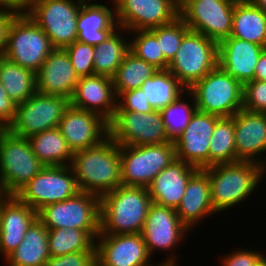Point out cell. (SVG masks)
I'll use <instances>...</instances> for the list:
<instances>
[{"mask_svg":"<svg viewBox=\"0 0 266 266\" xmlns=\"http://www.w3.org/2000/svg\"><path fill=\"white\" fill-rule=\"evenodd\" d=\"M150 266H178V264L176 262L162 261L158 263L157 265L152 264Z\"/></svg>","mask_w":266,"mask_h":266,"instance_id":"50","label":"cell"},{"mask_svg":"<svg viewBox=\"0 0 266 266\" xmlns=\"http://www.w3.org/2000/svg\"><path fill=\"white\" fill-rule=\"evenodd\" d=\"M155 109L149 104L141 87L123 92L117 98L115 111H130L137 113H151Z\"/></svg>","mask_w":266,"mask_h":266,"instance_id":"42","label":"cell"},{"mask_svg":"<svg viewBox=\"0 0 266 266\" xmlns=\"http://www.w3.org/2000/svg\"><path fill=\"white\" fill-rule=\"evenodd\" d=\"M254 80L266 81V49L261 53L255 67Z\"/></svg>","mask_w":266,"mask_h":266,"instance_id":"47","label":"cell"},{"mask_svg":"<svg viewBox=\"0 0 266 266\" xmlns=\"http://www.w3.org/2000/svg\"><path fill=\"white\" fill-rule=\"evenodd\" d=\"M266 48L249 41L228 37L218 43V65L242 85L253 81L255 67Z\"/></svg>","mask_w":266,"mask_h":266,"instance_id":"23","label":"cell"},{"mask_svg":"<svg viewBox=\"0 0 266 266\" xmlns=\"http://www.w3.org/2000/svg\"><path fill=\"white\" fill-rule=\"evenodd\" d=\"M176 213L189 230L202 219L216 214L212 207L209 176L204 169H198L190 177Z\"/></svg>","mask_w":266,"mask_h":266,"instance_id":"26","label":"cell"},{"mask_svg":"<svg viewBox=\"0 0 266 266\" xmlns=\"http://www.w3.org/2000/svg\"><path fill=\"white\" fill-rule=\"evenodd\" d=\"M48 244L50 257L81 251H96V240L87 231L72 228L48 230Z\"/></svg>","mask_w":266,"mask_h":266,"instance_id":"36","label":"cell"},{"mask_svg":"<svg viewBox=\"0 0 266 266\" xmlns=\"http://www.w3.org/2000/svg\"><path fill=\"white\" fill-rule=\"evenodd\" d=\"M109 137L119 145H151L170 142L160 110L151 113L115 111L108 122Z\"/></svg>","mask_w":266,"mask_h":266,"instance_id":"13","label":"cell"},{"mask_svg":"<svg viewBox=\"0 0 266 266\" xmlns=\"http://www.w3.org/2000/svg\"><path fill=\"white\" fill-rule=\"evenodd\" d=\"M0 82L8 96L18 105L34 95L36 73L5 59L0 66Z\"/></svg>","mask_w":266,"mask_h":266,"instance_id":"32","label":"cell"},{"mask_svg":"<svg viewBox=\"0 0 266 266\" xmlns=\"http://www.w3.org/2000/svg\"><path fill=\"white\" fill-rule=\"evenodd\" d=\"M95 247L96 266L152 265V257L141 233L99 234L96 238Z\"/></svg>","mask_w":266,"mask_h":266,"instance_id":"17","label":"cell"},{"mask_svg":"<svg viewBox=\"0 0 266 266\" xmlns=\"http://www.w3.org/2000/svg\"><path fill=\"white\" fill-rule=\"evenodd\" d=\"M81 4L75 0H28L23 10L42 28L54 48L64 49L77 40Z\"/></svg>","mask_w":266,"mask_h":266,"instance_id":"7","label":"cell"},{"mask_svg":"<svg viewBox=\"0 0 266 266\" xmlns=\"http://www.w3.org/2000/svg\"><path fill=\"white\" fill-rule=\"evenodd\" d=\"M32 152L44 165L69 166L73 152L58 127L28 137Z\"/></svg>","mask_w":266,"mask_h":266,"instance_id":"30","label":"cell"},{"mask_svg":"<svg viewBox=\"0 0 266 266\" xmlns=\"http://www.w3.org/2000/svg\"><path fill=\"white\" fill-rule=\"evenodd\" d=\"M64 49L79 78L94 75V46L76 40Z\"/></svg>","mask_w":266,"mask_h":266,"instance_id":"40","label":"cell"},{"mask_svg":"<svg viewBox=\"0 0 266 266\" xmlns=\"http://www.w3.org/2000/svg\"><path fill=\"white\" fill-rule=\"evenodd\" d=\"M127 32L119 27L104 42L94 46V75L111 78L115 75L125 55L129 52L131 38L127 37L128 34H125Z\"/></svg>","mask_w":266,"mask_h":266,"instance_id":"31","label":"cell"},{"mask_svg":"<svg viewBox=\"0 0 266 266\" xmlns=\"http://www.w3.org/2000/svg\"><path fill=\"white\" fill-rule=\"evenodd\" d=\"M6 59L5 56V50H0V66L2 64V62Z\"/></svg>","mask_w":266,"mask_h":266,"instance_id":"52","label":"cell"},{"mask_svg":"<svg viewBox=\"0 0 266 266\" xmlns=\"http://www.w3.org/2000/svg\"><path fill=\"white\" fill-rule=\"evenodd\" d=\"M43 166L28 138L0 129V193L15 195Z\"/></svg>","mask_w":266,"mask_h":266,"instance_id":"4","label":"cell"},{"mask_svg":"<svg viewBox=\"0 0 266 266\" xmlns=\"http://www.w3.org/2000/svg\"><path fill=\"white\" fill-rule=\"evenodd\" d=\"M189 30V27L181 17H178L170 24L150 29V31L157 37L158 42H160L164 59L168 63H170L175 57L184 35Z\"/></svg>","mask_w":266,"mask_h":266,"instance_id":"39","label":"cell"},{"mask_svg":"<svg viewBox=\"0 0 266 266\" xmlns=\"http://www.w3.org/2000/svg\"><path fill=\"white\" fill-rule=\"evenodd\" d=\"M80 192L71 166H43L39 173L15 194L36 212Z\"/></svg>","mask_w":266,"mask_h":266,"instance_id":"11","label":"cell"},{"mask_svg":"<svg viewBox=\"0 0 266 266\" xmlns=\"http://www.w3.org/2000/svg\"><path fill=\"white\" fill-rule=\"evenodd\" d=\"M204 170L209 176L212 207L216 213L234 209L232 207L250 198L265 175V167L251 161L217 164Z\"/></svg>","mask_w":266,"mask_h":266,"instance_id":"3","label":"cell"},{"mask_svg":"<svg viewBox=\"0 0 266 266\" xmlns=\"http://www.w3.org/2000/svg\"><path fill=\"white\" fill-rule=\"evenodd\" d=\"M23 7L13 3H0V50L7 47L10 27Z\"/></svg>","mask_w":266,"mask_h":266,"instance_id":"44","label":"cell"},{"mask_svg":"<svg viewBox=\"0 0 266 266\" xmlns=\"http://www.w3.org/2000/svg\"><path fill=\"white\" fill-rule=\"evenodd\" d=\"M117 23L128 31L150 30L180 17L174 0H113Z\"/></svg>","mask_w":266,"mask_h":266,"instance_id":"16","label":"cell"},{"mask_svg":"<svg viewBox=\"0 0 266 266\" xmlns=\"http://www.w3.org/2000/svg\"><path fill=\"white\" fill-rule=\"evenodd\" d=\"M175 1V3L179 6V7H181L185 2H187L188 0H174Z\"/></svg>","mask_w":266,"mask_h":266,"instance_id":"54","label":"cell"},{"mask_svg":"<svg viewBox=\"0 0 266 266\" xmlns=\"http://www.w3.org/2000/svg\"><path fill=\"white\" fill-rule=\"evenodd\" d=\"M75 1H77V2H80V3H92V1L93 0H75ZM88 1V2H87ZM96 0H94V2H95ZM109 1V4H111L110 2H112L113 0H108Z\"/></svg>","mask_w":266,"mask_h":266,"instance_id":"53","label":"cell"},{"mask_svg":"<svg viewBox=\"0 0 266 266\" xmlns=\"http://www.w3.org/2000/svg\"><path fill=\"white\" fill-rule=\"evenodd\" d=\"M70 166L80 191L101 197L122 185L120 145L109 136L74 152Z\"/></svg>","mask_w":266,"mask_h":266,"instance_id":"1","label":"cell"},{"mask_svg":"<svg viewBox=\"0 0 266 266\" xmlns=\"http://www.w3.org/2000/svg\"><path fill=\"white\" fill-rule=\"evenodd\" d=\"M189 229L179 220L176 209L152 203L141 232L151 257L155 250L171 251L162 261L178 262L174 248L188 237ZM177 257V258H176Z\"/></svg>","mask_w":266,"mask_h":266,"instance_id":"15","label":"cell"},{"mask_svg":"<svg viewBox=\"0 0 266 266\" xmlns=\"http://www.w3.org/2000/svg\"><path fill=\"white\" fill-rule=\"evenodd\" d=\"M79 80L65 49L55 48L36 73L37 92L72 98Z\"/></svg>","mask_w":266,"mask_h":266,"instance_id":"24","label":"cell"},{"mask_svg":"<svg viewBox=\"0 0 266 266\" xmlns=\"http://www.w3.org/2000/svg\"><path fill=\"white\" fill-rule=\"evenodd\" d=\"M17 104L8 96L0 82V129H7L13 122Z\"/></svg>","mask_w":266,"mask_h":266,"instance_id":"46","label":"cell"},{"mask_svg":"<svg viewBox=\"0 0 266 266\" xmlns=\"http://www.w3.org/2000/svg\"><path fill=\"white\" fill-rule=\"evenodd\" d=\"M243 109L266 113V81L253 80L243 85Z\"/></svg>","mask_w":266,"mask_h":266,"instance_id":"41","label":"cell"},{"mask_svg":"<svg viewBox=\"0 0 266 266\" xmlns=\"http://www.w3.org/2000/svg\"><path fill=\"white\" fill-rule=\"evenodd\" d=\"M122 185L148 188L160 171L176 159L173 141L151 145H120Z\"/></svg>","mask_w":266,"mask_h":266,"instance_id":"8","label":"cell"},{"mask_svg":"<svg viewBox=\"0 0 266 266\" xmlns=\"http://www.w3.org/2000/svg\"><path fill=\"white\" fill-rule=\"evenodd\" d=\"M141 88L155 110L166 107L187 90L168 69L158 70Z\"/></svg>","mask_w":266,"mask_h":266,"instance_id":"33","label":"cell"},{"mask_svg":"<svg viewBox=\"0 0 266 266\" xmlns=\"http://www.w3.org/2000/svg\"><path fill=\"white\" fill-rule=\"evenodd\" d=\"M58 129L73 153L95 146L109 136L107 120L71 105L65 110Z\"/></svg>","mask_w":266,"mask_h":266,"instance_id":"19","label":"cell"},{"mask_svg":"<svg viewBox=\"0 0 266 266\" xmlns=\"http://www.w3.org/2000/svg\"><path fill=\"white\" fill-rule=\"evenodd\" d=\"M264 256V253L260 251H252L248 249H237L232 253L221 258V266H256L260 259Z\"/></svg>","mask_w":266,"mask_h":266,"instance_id":"45","label":"cell"},{"mask_svg":"<svg viewBox=\"0 0 266 266\" xmlns=\"http://www.w3.org/2000/svg\"><path fill=\"white\" fill-rule=\"evenodd\" d=\"M70 100L63 96L35 92L29 99L17 105L13 122L8 130L28 138L47 129L58 127Z\"/></svg>","mask_w":266,"mask_h":266,"instance_id":"12","label":"cell"},{"mask_svg":"<svg viewBox=\"0 0 266 266\" xmlns=\"http://www.w3.org/2000/svg\"><path fill=\"white\" fill-rule=\"evenodd\" d=\"M49 258L48 229L36 219L4 262L8 266H44Z\"/></svg>","mask_w":266,"mask_h":266,"instance_id":"28","label":"cell"},{"mask_svg":"<svg viewBox=\"0 0 266 266\" xmlns=\"http://www.w3.org/2000/svg\"><path fill=\"white\" fill-rule=\"evenodd\" d=\"M256 266H266V255H264Z\"/></svg>","mask_w":266,"mask_h":266,"instance_id":"51","label":"cell"},{"mask_svg":"<svg viewBox=\"0 0 266 266\" xmlns=\"http://www.w3.org/2000/svg\"><path fill=\"white\" fill-rule=\"evenodd\" d=\"M234 127L236 160L259 163L266 175V113L242 109L234 115Z\"/></svg>","mask_w":266,"mask_h":266,"instance_id":"21","label":"cell"},{"mask_svg":"<svg viewBox=\"0 0 266 266\" xmlns=\"http://www.w3.org/2000/svg\"><path fill=\"white\" fill-rule=\"evenodd\" d=\"M148 188L120 185L100 197V233H141L152 204Z\"/></svg>","mask_w":266,"mask_h":266,"instance_id":"2","label":"cell"},{"mask_svg":"<svg viewBox=\"0 0 266 266\" xmlns=\"http://www.w3.org/2000/svg\"><path fill=\"white\" fill-rule=\"evenodd\" d=\"M230 36L266 48V12L256 7L250 0H237Z\"/></svg>","mask_w":266,"mask_h":266,"instance_id":"29","label":"cell"},{"mask_svg":"<svg viewBox=\"0 0 266 266\" xmlns=\"http://www.w3.org/2000/svg\"><path fill=\"white\" fill-rule=\"evenodd\" d=\"M218 65V43L199 32L189 30L168 70L188 90Z\"/></svg>","mask_w":266,"mask_h":266,"instance_id":"9","label":"cell"},{"mask_svg":"<svg viewBox=\"0 0 266 266\" xmlns=\"http://www.w3.org/2000/svg\"><path fill=\"white\" fill-rule=\"evenodd\" d=\"M188 91L198 111L218 117H232L243 109V85L219 65L195 82Z\"/></svg>","mask_w":266,"mask_h":266,"instance_id":"6","label":"cell"},{"mask_svg":"<svg viewBox=\"0 0 266 266\" xmlns=\"http://www.w3.org/2000/svg\"><path fill=\"white\" fill-rule=\"evenodd\" d=\"M54 49L46 33L24 10L14 19L5 49L6 59L37 73Z\"/></svg>","mask_w":266,"mask_h":266,"instance_id":"10","label":"cell"},{"mask_svg":"<svg viewBox=\"0 0 266 266\" xmlns=\"http://www.w3.org/2000/svg\"><path fill=\"white\" fill-rule=\"evenodd\" d=\"M221 117L196 110L183 133L174 141L176 158L198 169L209 167V148Z\"/></svg>","mask_w":266,"mask_h":266,"instance_id":"18","label":"cell"},{"mask_svg":"<svg viewBox=\"0 0 266 266\" xmlns=\"http://www.w3.org/2000/svg\"><path fill=\"white\" fill-rule=\"evenodd\" d=\"M235 127L234 116L221 117L214 127L210 139L209 166L235 163Z\"/></svg>","mask_w":266,"mask_h":266,"instance_id":"35","label":"cell"},{"mask_svg":"<svg viewBox=\"0 0 266 266\" xmlns=\"http://www.w3.org/2000/svg\"><path fill=\"white\" fill-rule=\"evenodd\" d=\"M157 71L158 69L153 65L129 51L112 77L117 98L125 91L141 87L144 81L152 77Z\"/></svg>","mask_w":266,"mask_h":266,"instance_id":"34","label":"cell"},{"mask_svg":"<svg viewBox=\"0 0 266 266\" xmlns=\"http://www.w3.org/2000/svg\"><path fill=\"white\" fill-rule=\"evenodd\" d=\"M198 168L182 160H173L158 173L148 187L152 202L177 209L184 196L190 177Z\"/></svg>","mask_w":266,"mask_h":266,"instance_id":"25","label":"cell"},{"mask_svg":"<svg viewBox=\"0 0 266 266\" xmlns=\"http://www.w3.org/2000/svg\"><path fill=\"white\" fill-rule=\"evenodd\" d=\"M70 105L99 114L109 122L117 108L112 78L104 75L80 77Z\"/></svg>","mask_w":266,"mask_h":266,"instance_id":"22","label":"cell"},{"mask_svg":"<svg viewBox=\"0 0 266 266\" xmlns=\"http://www.w3.org/2000/svg\"><path fill=\"white\" fill-rule=\"evenodd\" d=\"M186 93L187 96L181 94L175 101L160 110L167 136L173 142L183 133L197 110L194 96L188 90ZM184 96L190 97L191 102L184 99Z\"/></svg>","mask_w":266,"mask_h":266,"instance_id":"37","label":"cell"},{"mask_svg":"<svg viewBox=\"0 0 266 266\" xmlns=\"http://www.w3.org/2000/svg\"><path fill=\"white\" fill-rule=\"evenodd\" d=\"M44 266H96V251H81L50 257Z\"/></svg>","mask_w":266,"mask_h":266,"instance_id":"43","label":"cell"},{"mask_svg":"<svg viewBox=\"0 0 266 266\" xmlns=\"http://www.w3.org/2000/svg\"><path fill=\"white\" fill-rule=\"evenodd\" d=\"M28 0H0V3H13L19 6H24Z\"/></svg>","mask_w":266,"mask_h":266,"instance_id":"49","label":"cell"},{"mask_svg":"<svg viewBox=\"0 0 266 266\" xmlns=\"http://www.w3.org/2000/svg\"><path fill=\"white\" fill-rule=\"evenodd\" d=\"M256 7L266 12V0H250Z\"/></svg>","mask_w":266,"mask_h":266,"instance_id":"48","label":"cell"},{"mask_svg":"<svg viewBox=\"0 0 266 266\" xmlns=\"http://www.w3.org/2000/svg\"><path fill=\"white\" fill-rule=\"evenodd\" d=\"M37 219V212L15 195L0 193V255L3 261L23 241L28 228Z\"/></svg>","mask_w":266,"mask_h":266,"instance_id":"20","label":"cell"},{"mask_svg":"<svg viewBox=\"0 0 266 266\" xmlns=\"http://www.w3.org/2000/svg\"><path fill=\"white\" fill-rule=\"evenodd\" d=\"M133 39L129 41V51L136 57L143 59L158 70H165L169 63L164 59L160 42L150 30H138L131 32ZM134 33V35H133Z\"/></svg>","mask_w":266,"mask_h":266,"instance_id":"38","label":"cell"},{"mask_svg":"<svg viewBox=\"0 0 266 266\" xmlns=\"http://www.w3.org/2000/svg\"><path fill=\"white\" fill-rule=\"evenodd\" d=\"M237 0H188L180 7V17L190 30L219 43L230 37Z\"/></svg>","mask_w":266,"mask_h":266,"instance_id":"14","label":"cell"},{"mask_svg":"<svg viewBox=\"0 0 266 266\" xmlns=\"http://www.w3.org/2000/svg\"><path fill=\"white\" fill-rule=\"evenodd\" d=\"M100 197L80 191L76 195L37 212V219L48 229L72 228L87 231L95 240L100 233Z\"/></svg>","mask_w":266,"mask_h":266,"instance_id":"5","label":"cell"},{"mask_svg":"<svg viewBox=\"0 0 266 266\" xmlns=\"http://www.w3.org/2000/svg\"><path fill=\"white\" fill-rule=\"evenodd\" d=\"M111 6L103 2L81 4L77 18V41L97 46L119 28L114 1Z\"/></svg>","mask_w":266,"mask_h":266,"instance_id":"27","label":"cell"}]
</instances>
